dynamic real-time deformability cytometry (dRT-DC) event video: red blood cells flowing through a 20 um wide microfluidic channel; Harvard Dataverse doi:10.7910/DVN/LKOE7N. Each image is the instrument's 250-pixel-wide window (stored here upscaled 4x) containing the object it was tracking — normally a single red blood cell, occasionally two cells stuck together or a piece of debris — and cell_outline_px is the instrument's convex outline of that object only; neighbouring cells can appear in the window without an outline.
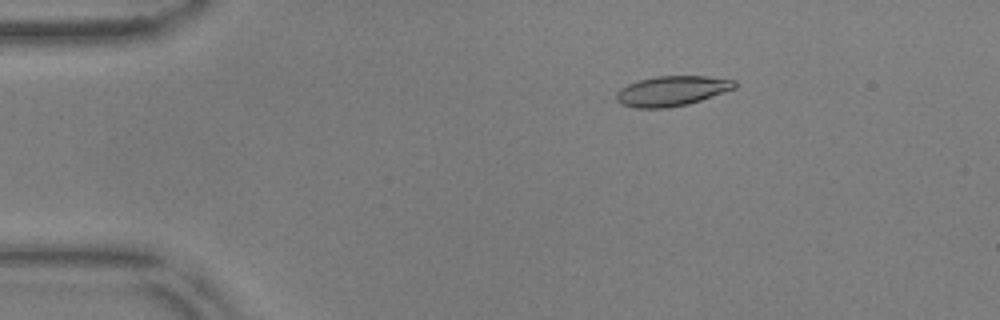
{"species": "common noctule bat (a hibernating species)", "species_latin": "Nyctalus noctula", "temperature_condition": "warm", "stored_images_in_passage": 53, "camera_frame_rate_fps": 3000, "um_per_image_px": 0.085, "animal": {"sex": "male", "body_mass_g": 17.9, "forearm_length_mm": 54.2}, "frame": {"image": 1, "passage_image": 8, "time_ms": 2.333, "image_size_px": [1000, 320], "cell_outline_px": [[736, 88], [688, 104], [668, 108], [636, 108], [620, 104], [616, 100], [616, 92], [620, 88], [628, 84], [640, 80], [656, 76], [704, 76], [736, 80]], "centroid_in_image_um": [57.08, 7.73], "position_along_channel_um": 27.9, "area_um2": 20.69}}
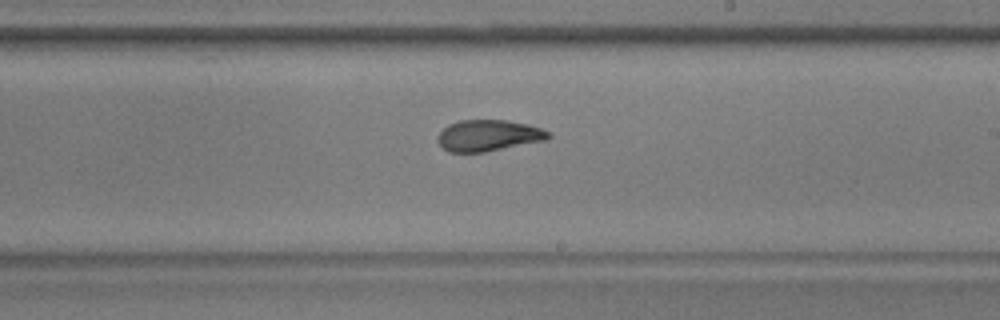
{"frame": {"image": 2, "passage_image": 31, "time_ms": 10.0, "image_size_px": [1000, 320], "cell_outline_px": [[552, 136], [548, 140], [484, 152], [448, 152], [436, 140], [440, 132], [448, 124], [460, 120], [508, 120], [528, 124], [540, 128], [548, 132]], "centroid_in_image_um": [41.53, 11.51], "position_along_channel_um": 247.5, "area_um2": 20.23}}
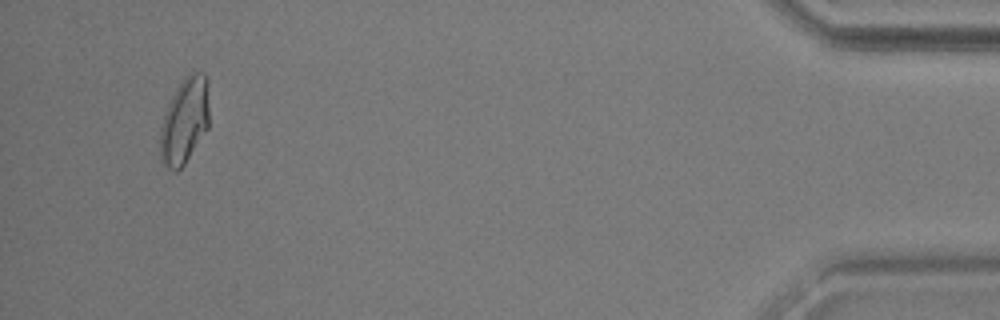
{"frame": {"image": 3, "passage_image": 51, "time_ms": 16.667, "image_size_px": [1000, 320], "cell_outline_px": [[208, 128], [184, 164], [176, 172], [168, 168], [164, 164], [160, 156], [160, 128], [168, 104], [176, 88], [184, 76], [192, 72], [204, 72], [208, 76]], "centroid_in_image_um": [15.7, 10.23], "position_along_channel_um": 419.5, "area_um2": 24.62}, "authors_computed_cell_mechanics": {"area_um2": 20.5768, "velocity_mm_per_s": 3.657, "shape_relaxation_time_tau1_ms": 5.7488, "shape_relaxation_time_tau2_ms": 1.5926, "deformation_change_tau1": 0.2183, "deformation_change_tau2": 0.078}}